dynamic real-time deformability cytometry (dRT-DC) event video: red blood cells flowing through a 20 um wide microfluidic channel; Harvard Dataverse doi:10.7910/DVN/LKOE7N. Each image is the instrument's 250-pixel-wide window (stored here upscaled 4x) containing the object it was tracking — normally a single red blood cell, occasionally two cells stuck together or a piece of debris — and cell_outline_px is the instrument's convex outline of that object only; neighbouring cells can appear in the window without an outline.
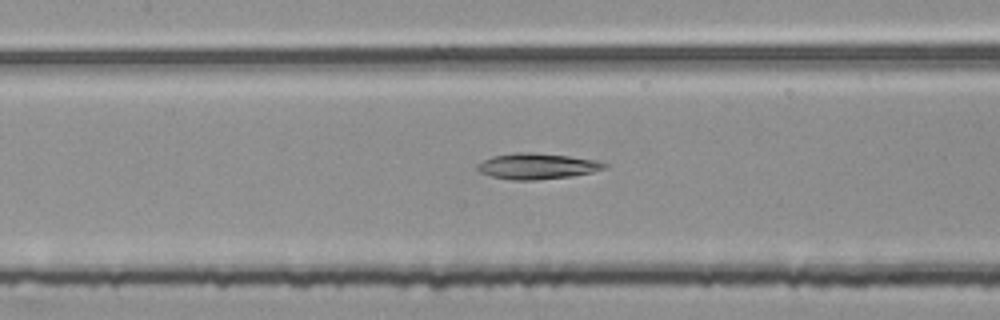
{"species": "common noctule bat (a hibernating species)", "species_latin": "Nyctalus noctula", "temperature_condition": "room temperature", "stored_images_in_passage": 36, "camera_frame_rate_fps": 3000, "um_per_image_px": 0.085, "animal": {"sex": "female", "body_mass_g": 25.1}, "frame": {"image": 1, "passage_image": 14, "time_ms": 4.333, "image_size_px": [1000, 320], "cell_outline_px": [[608, 168], [592, 172], [572, 176], [532, 180], [512, 180], [492, 176], [480, 172], [476, 168], [476, 164], [492, 156], [516, 152], [528, 152], [568, 156], [596, 160], [608, 164]], "centroid_in_image_um": [45.66, 14.12], "position_along_channel_um": 161.7, "area_um2": 19.07}}
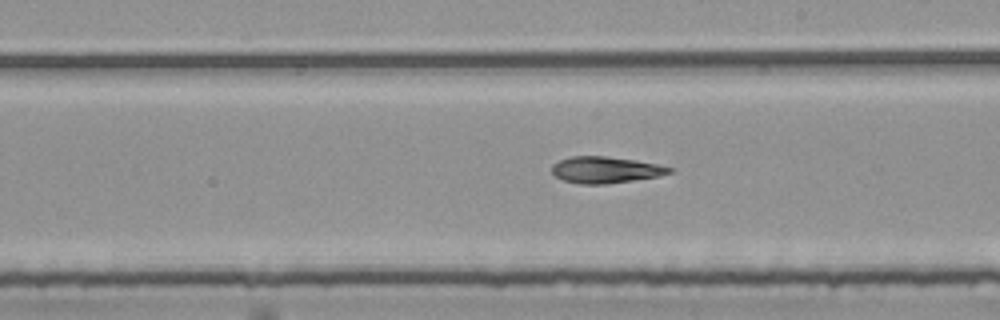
{"frame": {"image": 2, "passage_image": 20, "time_ms": 6.333, "image_size_px": [1000, 320], "cell_outline_px": [[676, 168], [672, 172], [660, 176], [608, 184], [580, 184], [564, 180], [556, 176], [552, 172], [552, 164], [560, 160], [572, 156], [604, 156], [636, 160]], "centroid_in_image_um": [51.5, 14.44], "position_along_channel_um": 237.5, "area_um2": 18.15}}
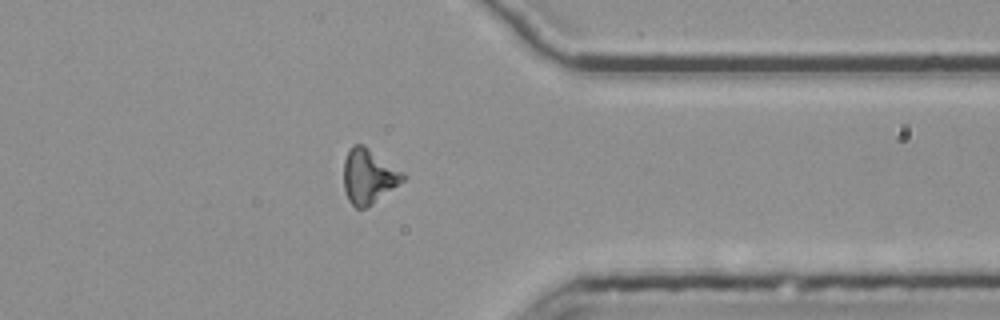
{"frame": {"image": 3, "passage_image": 32, "time_ms": 10.333, "image_size_px": [1000, 320], "cell_outline_px": [[408, 176], [404, 180], [364, 208], [356, 208], [348, 200], [344, 188], [344, 160], [352, 144], [364, 144], [404, 172]], "centroid_in_image_um": [31.33, 14.94], "position_along_channel_um": 380.1, "area_um2": 18.67}}